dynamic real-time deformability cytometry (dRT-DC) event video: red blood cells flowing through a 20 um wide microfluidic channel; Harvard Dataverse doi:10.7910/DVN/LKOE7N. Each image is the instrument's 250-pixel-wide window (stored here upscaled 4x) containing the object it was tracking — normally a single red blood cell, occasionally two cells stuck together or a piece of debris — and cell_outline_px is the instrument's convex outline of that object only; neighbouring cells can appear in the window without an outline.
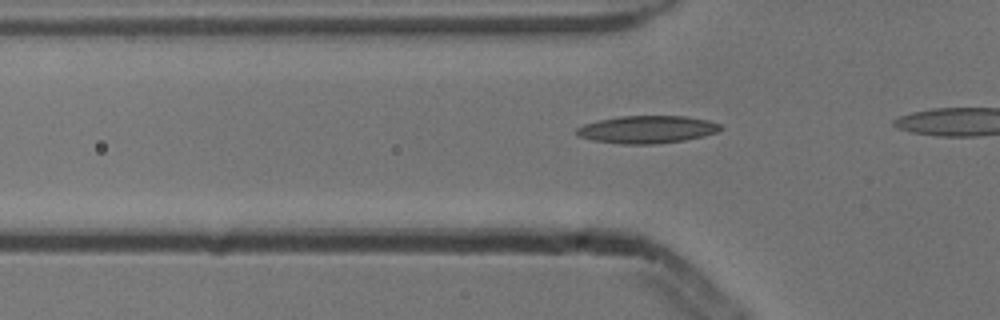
{"species": "common noctule bat (a hibernating species)", "species_latin": "Nyctalus noctula", "temperature_condition": "cold", "stored_images_in_passage": 20, "camera_frame_rate_fps": 3000, "um_per_image_px": 0.085, "animal": {"sex": "male", "body_mass_g": 13.3}, "frame": {"image": 1, "passage_image": 5, "time_ms": 1.333, "image_size_px": [1000, 320], "cell_outline_px": [[724, 128], [716, 132], [704, 136], [684, 140], [656, 144], [620, 144], [596, 140], [576, 136], [576, 128], [584, 124], [600, 120], [620, 116], [684, 116], [708, 120], [720, 124]], "centroid_in_image_um": [55.02, 11.0], "position_along_channel_um": 70.8, "area_um2": 23.06}}
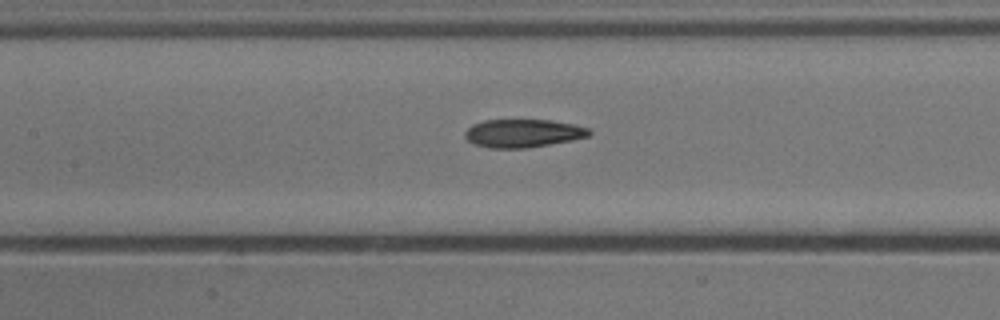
{"frame": {"image": 2, "passage_image": 12, "time_ms": 3.667, "image_size_px": [1000, 320], "cell_outline_px": [[592, 132], [588, 136], [572, 140], [528, 148], [488, 148], [476, 144], [468, 140], [464, 136], [464, 132], [472, 124], [484, 120], [548, 120], [572, 124], [588, 128]], "centroid_in_image_um": [44.43, 11.33], "position_along_channel_um": 163.0, "area_um2": 20.29}}
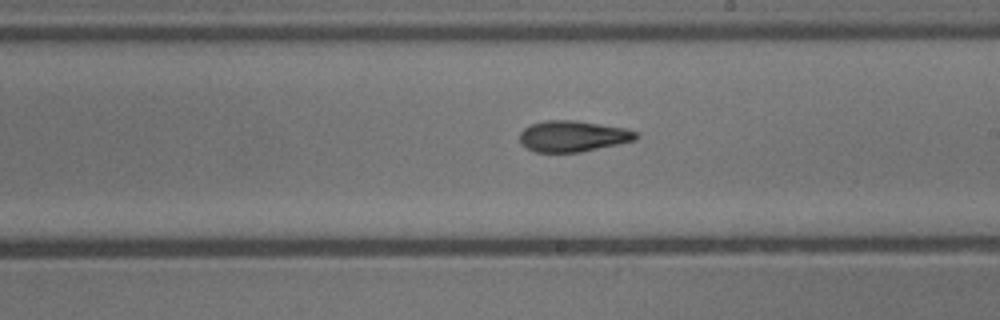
{"frame": {"image": 3, "passage_image": 18, "time_ms": 5.667, "image_size_px": [1000, 320], "cell_outline_px": [[640, 136], [636, 140], [580, 152], [536, 152], [520, 144], [520, 132], [524, 128], [532, 124], [544, 120], [576, 120], [624, 128], [636, 132]], "centroid_in_image_um": [48.68, 11.57], "position_along_channel_um": 240.3, "area_um2": 20.98}}